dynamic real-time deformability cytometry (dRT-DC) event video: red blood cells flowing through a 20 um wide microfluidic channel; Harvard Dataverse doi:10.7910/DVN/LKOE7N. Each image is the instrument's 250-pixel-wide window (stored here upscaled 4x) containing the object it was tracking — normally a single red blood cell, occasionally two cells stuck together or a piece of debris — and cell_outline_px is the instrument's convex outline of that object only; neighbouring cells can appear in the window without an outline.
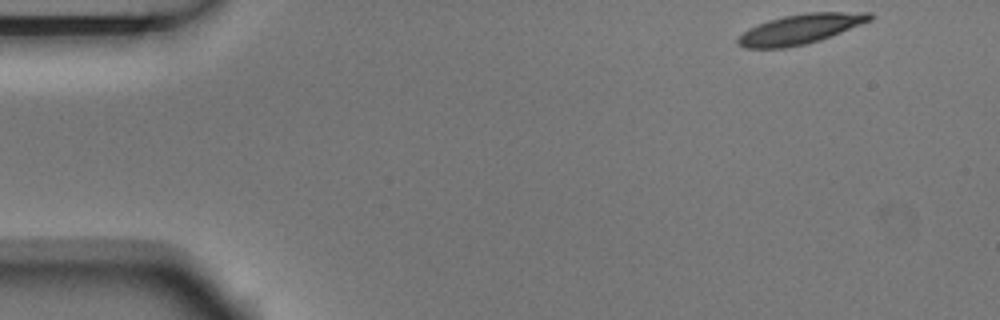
{"species": "Egyptian fruit bat (a non-hibernating species)", "species_latin": "Rousettus aegyptiacus", "temperature_condition": "room temperature", "stored_images_in_passage": 3, "camera_frame_rate_fps": 3000, "um_per_image_px": 0.085, "animal": {"sex": "male"}, "frame": {"image": 1, "passage_image": 1, "time_ms": 0.0, "image_size_px": [1000, 320], "cell_outline_px": [[872, 20], [832, 36], [820, 40], [804, 44], [784, 48], [744, 48], [736, 44], [736, 40], [748, 28], [768, 20], [784, 16], [808, 12], [872, 12]], "centroid_in_image_um": [68.03, 2.47], "position_along_channel_um": 17.0, "area_um2": 22.95}}
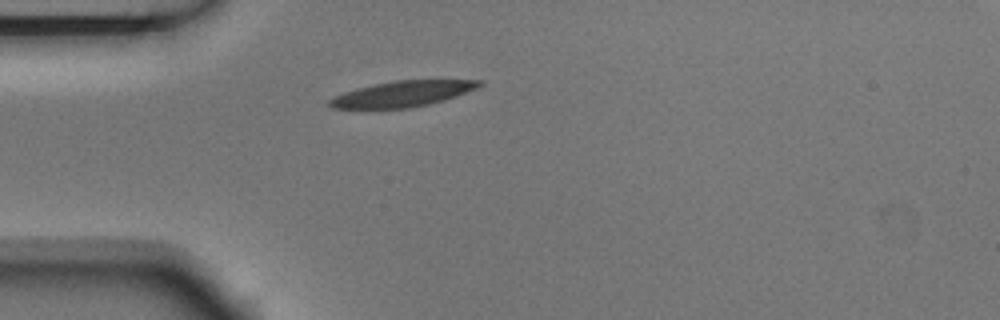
{"frame": {"image": 2, "passage_image": 3, "time_ms": 0.667, "image_size_px": [1000, 320], "cell_outline_px": [[484, 84], [476, 88], [444, 100], [428, 104], [408, 108], [332, 108], [328, 104], [328, 100], [344, 92], [356, 88], [396, 80], [484, 80]], "centroid_in_image_um": [34.22, 7.97], "position_along_channel_um": 50.8, "area_um2": 22.14}}